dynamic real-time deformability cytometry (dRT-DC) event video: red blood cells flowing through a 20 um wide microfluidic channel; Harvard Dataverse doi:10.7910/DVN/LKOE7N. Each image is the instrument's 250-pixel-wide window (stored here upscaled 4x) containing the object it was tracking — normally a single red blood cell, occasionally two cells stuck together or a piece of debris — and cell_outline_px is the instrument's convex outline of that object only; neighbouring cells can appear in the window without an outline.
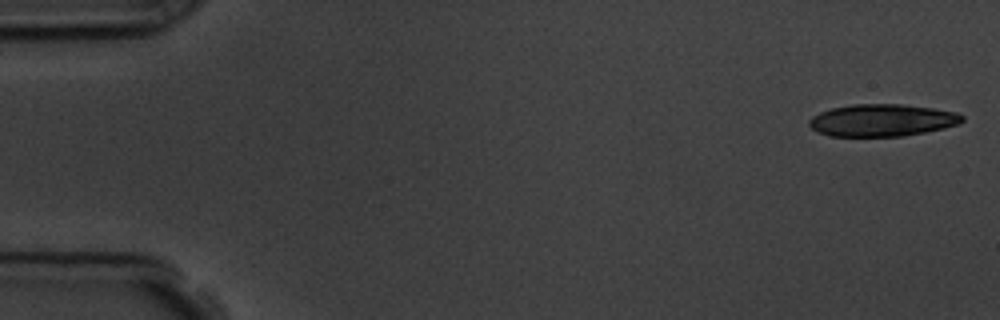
{"species": "common noctule bat (a hibernating species)", "species_latin": "Nyctalus noctula", "temperature_condition": "room temperature", "stored_images_in_passage": 17, "camera_frame_rate_fps": 3000, "um_per_image_px": 0.085, "animal": {"sex": "male", "body_mass_g": 19.5, "forearm_length_mm": 54.6}, "frame": {"image": 1, "passage_image": 1, "time_ms": 0.0, "image_size_px": [1000, 320], "cell_outline_px": [[964, 120], [960, 124], [944, 128], [904, 136], [832, 136], [816, 132], [808, 124], [808, 120], [812, 116], [820, 112], [832, 108], [852, 104], [900, 104], [932, 108], [956, 112], [964, 116]], "centroid_in_image_um": [74.97, 10.22], "position_along_channel_um": 10.0, "area_um2": 28.78}}